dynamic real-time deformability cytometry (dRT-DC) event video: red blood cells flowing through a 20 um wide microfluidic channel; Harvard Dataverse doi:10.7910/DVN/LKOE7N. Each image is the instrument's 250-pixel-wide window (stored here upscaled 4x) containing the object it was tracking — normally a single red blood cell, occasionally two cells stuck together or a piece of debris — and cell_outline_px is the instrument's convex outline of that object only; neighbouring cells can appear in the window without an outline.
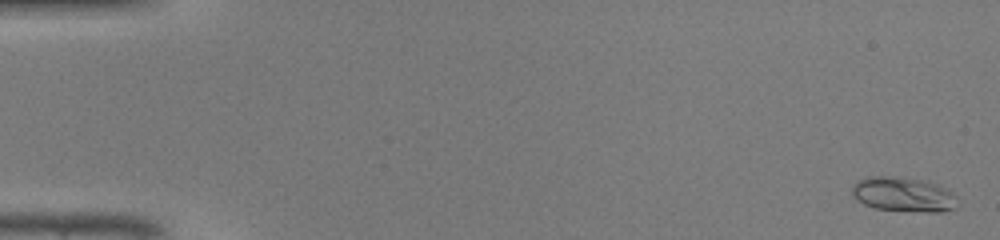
{"species": "common noctule bat (a hibernating species)", "species_latin": "Nyctalus noctula", "temperature_condition": "warm", "stored_images_in_passage": 49, "camera_frame_rate_fps": 3000, "um_per_image_px": 0.085, "animal": {"sex": "male", "body_mass_g": 19.0, "forearm_length_mm": 50.8}, "frame": {"image": 1, "passage_image": 2, "time_ms": 0.333, "image_size_px": [1000, 240], "cell_outline_px": [[956, 208], [940, 212], [928, 212], [876, 208], [864, 204], [856, 200], [852, 196], [852, 184], [868, 176], [904, 176], [928, 180], [952, 192], [956, 196]], "centroid_in_image_um": [76.78, 16.5], "position_along_channel_um": 8.2, "area_um2": 21.5}}
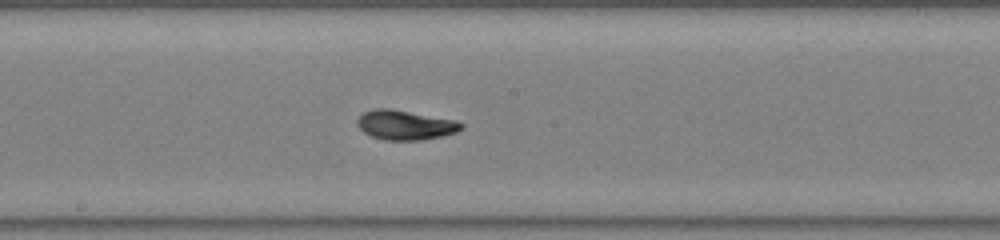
{"frame": {"image": 2, "passage_image": 27, "time_ms": 8.667, "image_size_px": [1000, 240], "cell_outline_px": [[464, 128], [456, 132], [444, 136], [420, 140], [384, 140], [372, 136], [364, 132], [356, 124], [356, 120], [364, 112], [376, 108], [388, 108], [456, 120], [464, 124]], "centroid_in_image_um": [34.46, 10.63], "position_along_channel_um": 213.7, "area_um2": 17.92}}
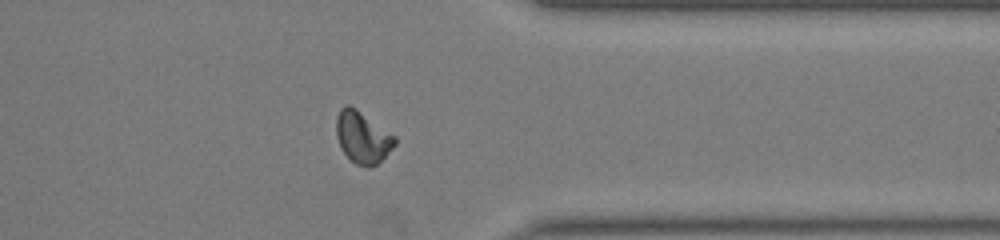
{"frame": {"image": 3, "passage_image": 39, "time_ms": 12.667, "image_size_px": [1000, 240], "cell_outline_px": [[396, 144], [376, 164], [368, 168], [364, 168], [356, 164], [340, 148], [336, 136], [336, 116], [340, 108], [348, 104], [356, 108], [396, 136]], "centroid_in_image_um": [30.8, 11.65], "position_along_channel_um": 380.6, "area_um2": 17.69}, "authors_computed_cell_mechanics": {"area_um2": 17.1666, "velocity_mm_per_s": 4.3074, "shape_relaxation_time_tau1_ms": 4.2918, "shape_relaxation_time_tau2_ms": 1.5417, "deformation_change_tau1": 0.1958, "deformation_change_tau2": 0.0358}}